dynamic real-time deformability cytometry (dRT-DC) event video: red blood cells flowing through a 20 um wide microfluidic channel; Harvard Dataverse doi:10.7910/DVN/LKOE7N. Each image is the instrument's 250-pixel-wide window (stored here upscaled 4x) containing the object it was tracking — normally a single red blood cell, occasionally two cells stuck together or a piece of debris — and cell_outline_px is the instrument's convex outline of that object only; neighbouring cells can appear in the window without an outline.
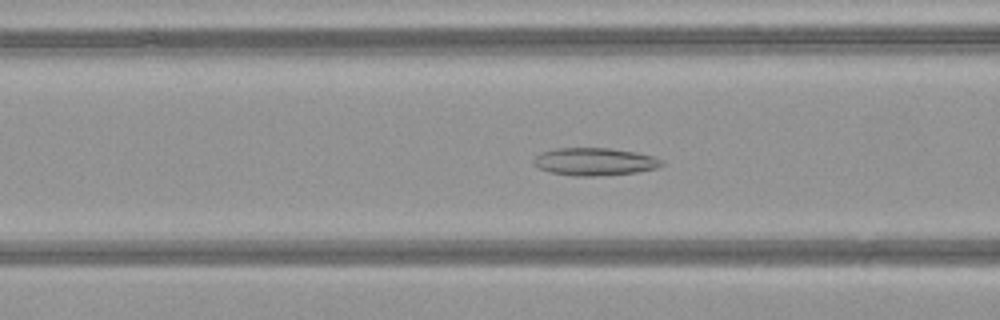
{"species": "common noctule bat (a hibernating species)", "species_latin": "Nyctalus noctula", "temperature_condition": "warm", "stored_images_in_passage": 47, "camera_frame_rate_fps": 3000, "um_per_image_px": 0.085, "animal": {"sex": "female", "body_mass_g": 21.9}, "frame": {"image": 1, "passage_image": 17, "time_ms": 5.333, "image_size_px": [1000, 320], "cell_outline_px": [[664, 164], [656, 168], [636, 172], [596, 176], [572, 176], [552, 172], [540, 168], [532, 164], [532, 160], [540, 152], [556, 148], [608, 148], [636, 152], [652, 156], [664, 160]], "centroid_in_image_um": [50.53, 13.73], "position_along_channel_um": 116.1, "area_um2": 20.63}}
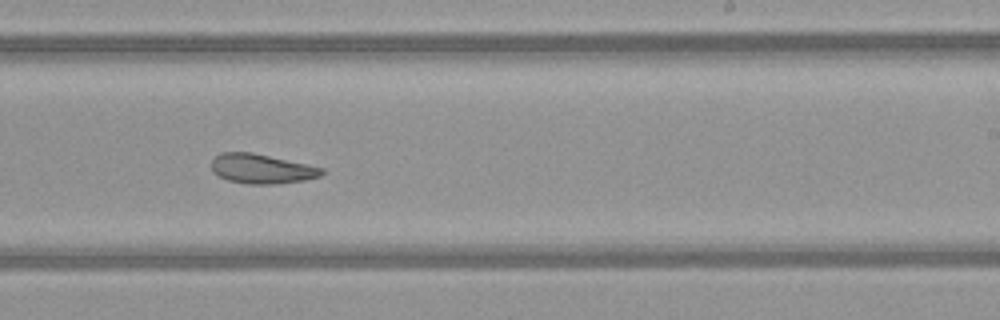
{"frame": {"image": 2, "passage_image": 28, "time_ms": 9.0, "image_size_px": [1000, 320], "cell_outline_px": [[324, 172], [320, 176], [304, 180], [280, 184], [248, 184], [228, 180], [212, 172], [212, 160], [220, 152], [252, 152], [324, 168]], "centroid_in_image_um": [22.23, 14.35], "position_along_channel_um": 266.8, "area_um2": 18.96}}
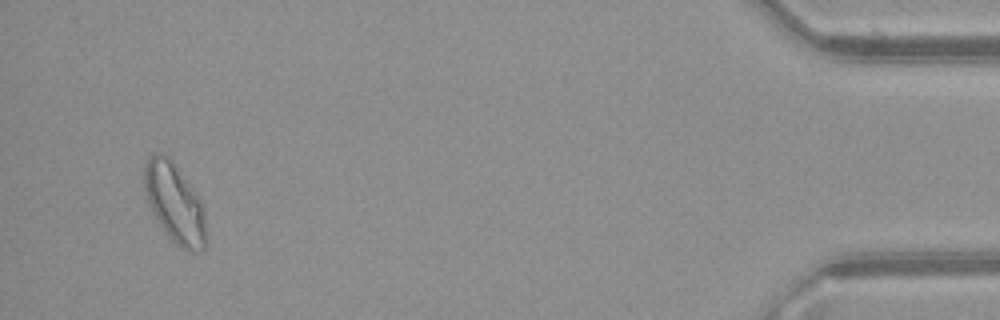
{"frame": {"image": 3, "passage_image": 45, "time_ms": 14.667, "image_size_px": [1000, 320], "cell_outline_px": [[208, 244], [200, 252], [188, 252], [176, 244], [168, 236], [160, 224], [148, 204], [144, 188], [144, 164], [148, 156], [156, 152], [160, 152], [168, 156], [200, 204], [204, 220], [208, 240]], "centroid_in_image_um": [14.81, 17.32], "position_along_channel_um": 420.4, "area_um2": 27.86}, "authors_computed_cell_mechanics": {"area_um2": 22.4842, "velocity_mm_per_s": 4.1121, "shape_relaxation_time_tau1_ms": null, "shape_relaxation_time_tau2_ms": 4.6202, "deformation_change_tau1": null, "deformation_change_tau2": 0.1241}}